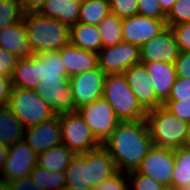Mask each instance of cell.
I'll list each match as a JSON object with an SVG mask.
<instances>
[{
  "instance_id": "cell-1",
  "label": "cell",
  "mask_w": 190,
  "mask_h": 190,
  "mask_svg": "<svg viewBox=\"0 0 190 190\" xmlns=\"http://www.w3.org/2000/svg\"><path fill=\"white\" fill-rule=\"evenodd\" d=\"M113 158L118 171H136L143 158L153 147L146 119L120 122L102 143Z\"/></svg>"
},
{
  "instance_id": "cell-2",
  "label": "cell",
  "mask_w": 190,
  "mask_h": 190,
  "mask_svg": "<svg viewBox=\"0 0 190 190\" xmlns=\"http://www.w3.org/2000/svg\"><path fill=\"white\" fill-rule=\"evenodd\" d=\"M24 25L34 55L60 50L70 44V27L40 13H24Z\"/></svg>"
},
{
  "instance_id": "cell-3",
  "label": "cell",
  "mask_w": 190,
  "mask_h": 190,
  "mask_svg": "<svg viewBox=\"0 0 190 190\" xmlns=\"http://www.w3.org/2000/svg\"><path fill=\"white\" fill-rule=\"evenodd\" d=\"M146 122L153 146L172 150L185 147L187 122L163 106L147 111Z\"/></svg>"
},
{
  "instance_id": "cell-4",
  "label": "cell",
  "mask_w": 190,
  "mask_h": 190,
  "mask_svg": "<svg viewBox=\"0 0 190 190\" xmlns=\"http://www.w3.org/2000/svg\"><path fill=\"white\" fill-rule=\"evenodd\" d=\"M103 98L108 101L121 122L146 119L147 111L131 91L124 74L106 76Z\"/></svg>"
},
{
  "instance_id": "cell-5",
  "label": "cell",
  "mask_w": 190,
  "mask_h": 190,
  "mask_svg": "<svg viewBox=\"0 0 190 190\" xmlns=\"http://www.w3.org/2000/svg\"><path fill=\"white\" fill-rule=\"evenodd\" d=\"M8 108L25 128L51 120L56 114L36 92V90L13 87Z\"/></svg>"
},
{
  "instance_id": "cell-6",
  "label": "cell",
  "mask_w": 190,
  "mask_h": 190,
  "mask_svg": "<svg viewBox=\"0 0 190 190\" xmlns=\"http://www.w3.org/2000/svg\"><path fill=\"white\" fill-rule=\"evenodd\" d=\"M60 125L62 143L75 154H83L102 145L77 111L60 114Z\"/></svg>"
},
{
  "instance_id": "cell-7",
  "label": "cell",
  "mask_w": 190,
  "mask_h": 190,
  "mask_svg": "<svg viewBox=\"0 0 190 190\" xmlns=\"http://www.w3.org/2000/svg\"><path fill=\"white\" fill-rule=\"evenodd\" d=\"M95 138L102 144L121 122L103 97L77 110Z\"/></svg>"
},
{
  "instance_id": "cell-8",
  "label": "cell",
  "mask_w": 190,
  "mask_h": 190,
  "mask_svg": "<svg viewBox=\"0 0 190 190\" xmlns=\"http://www.w3.org/2000/svg\"><path fill=\"white\" fill-rule=\"evenodd\" d=\"M98 67L106 74H124L132 65L140 63V46L122 41L103 47L97 53Z\"/></svg>"
},
{
  "instance_id": "cell-9",
  "label": "cell",
  "mask_w": 190,
  "mask_h": 190,
  "mask_svg": "<svg viewBox=\"0 0 190 190\" xmlns=\"http://www.w3.org/2000/svg\"><path fill=\"white\" fill-rule=\"evenodd\" d=\"M106 74L99 68L69 77L75 112L91 102L103 97Z\"/></svg>"
},
{
  "instance_id": "cell-10",
  "label": "cell",
  "mask_w": 190,
  "mask_h": 190,
  "mask_svg": "<svg viewBox=\"0 0 190 190\" xmlns=\"http://www.w3.org/2000/svg\"><path fill=\"white\" fill-rule=\"evenodd\" d=\"M35 90L37 94L52 107L56 115L75 112V103L69 84V78H42Z\"/></svg>"
},
{
  "instance_id": "cell-11",
  "label": "cell",
  "mask_w": 190,
  "mask_h": 190,
  "mask_svg": "<svg viewBox=\"0 0 190 190\" xmlns=\"http://www.w3.org/2000/svg\"><path fill=\"white\" fill-rule=\"evenodd\" d=\"M174 170V150L153 146L143 158L136 170L156 179L171 190V178Z\"/></svg>"
},
{
  "instance_id": "cell-12",
  "label": "cell",
  "mask_w": 190,
  "mask_h": 190,
  "mask_svg": "<svg viewBox=\"0 0 190 190\" xmlns=\"http://www.w3.org/2000/svg\"><path fill=\"white\" fill-rule=\"evenodd\" d=\"M37 159L38 155L24 140L16 142L9 147L1 174L2 182L28 176L37 165Z\"/></svg>"
},
{
  "instance_id": "cell-13",
  "label": "cell",
  "mask_w": 190,
  "mask_h": 190,
  "mask_svg": "<svg viewBox=\"0 0 190 190\" xmlns=\"http://www.w3.org/2000/svg\"><path fill=\"white\" fill-rule=\"evenodd\" d=\"M180 51L170 27L140 46V62H165L174 64Z\"/></svg>"
},
{
  "instance_id": "cell-14",
  "label": "cell",
  "mask_w": 190,
  "mask_h": 190,
  "mask_svg": "<svg viewBox=\"0 0 190 190\" xmlns=\"http://www.w3.org/2000/svg\"><path fill=\"white\" fill-rule=\"evenodd\" d=\"M166 27V19H154L136 14L122 19V39L124 42L141 46Z\"/></svg>"
},
{
  "instance_id": "cell-15",
  "label": "cell",
  "mask_w": 190,
  "mask_h": 190,
  "mask_svg": "<svg viewBox=\"0 0 190 190\" xmlns=\"http://www.w3.org/2000/svg\"><path fill=\"white\" fill-rule=\"evenodd\" d=\"M23 140L37 155L62 144L60 115L25 128Z\"/></svg>"
},
{
  "instance_id": "cell-16",
  "label": "cell",
  "mask_w": 190,
  "mask_h": 190,
  "mask_svg": "<svg viewBox=\"0 0 190 190\" xmlns=\"http://www.w3.org/2000/svg\"><path fill=\"white\" fill-rule=\"evenodd\" d=\"M124 75L131 91L146 111L163 106V103L156 96L154 86L144 64L132 65L124 72Z\"/></svg>"
},
{
  "instance_id": "cell-17",
  "label": "cell",
  "mask_w": 190,
  "mask_h": 190,
  "mask_svg": "<svg viewBox=\"0 0 190 190\" xmlns=\"http://www.w3.org/2000/svg\"><path fill=\"white\" fill-rule=\"evenodd\" d=\"M82 155L88 162L89 187L98 186L118 172L113 158L102 145Z\"/></svg>"
},
{
  "instance_id": "cell-18",
  "label": "cell",
  "mask_w": 190,
  "mask_h": 190,
  "mask_svg": "<svg viewBox=\"0 0 190 190\" xmlns=\"http://www.w3.org/2000/svg\"><path fill=\"white\" fill-rule=\"evenodd\" d=\"M0 47L20 58L33 56L27 38L24 20L0 29Z\"/></svg>"
},
{
  "instance_id": "cell-19",
  "label": "cell",
  "mask_w": 190,
  "mask_h": 190,
  "mask_svg": "<svg viewBox=\"0 0 190 190\" xmlns=\"http://www.w3.org/2000/svg\"><path fill=\"white\" fill-rule=\"evenodd\" d=\"M146 67L157 98L164 103L177 79L175 65L165 62H140Z\"/></svg>"
},
{
  "instance_id": "cell-20",
  "label": "cell",
  "mask_w": 190,
  "mask_h": 190,
  "mask_svg": "<svg viewBox=\"0 0 190 190\" xmlns=\"http://www.w3.org/2000/svg\"><path fill=\"white\" fill-rule=\"evenodd\" d=\"M68 77L98 67V55L95 52L79 49L71 44L59 50Z\"/></svg>"
},
{
  "instance_id": "cell-21",
  "label": "cell",
  "mask_w": 190,
  "mask_h": 190,
  "mask_svg": "<svg viewBox=\"0 0 190 190\" xmlns=\"http://www.w3.org/2000/svg\"><path fill=\"white\" fill-rule=\"evenodd\" d=\"M81 3L74 0H45L40 14L72 27L78 23Z\"/></svg>"
},
{
  "instance_id": "cell-22",
  "label": "cell",
  "mask_w": 190,
  "mask_h": 190,
  "mask_svg": "<svg viewBox=\"0 0 190 190\" xmlns=\"http://www.w3.org/2000/svg\"><path fill=\"white\" fill-rule=\"evenodd\" d=\"M13 87L35 90L39 85V57L20 58L11 75Z\"/></svg>"
},
{
  "instance_id": "cell-23",
  "label": "cell",
  "mask_w": 190,
  "mask_h": 190,
  "mask_svg": "<svg viewBox=\"0 0 190 190\" xmlns=\"http://www.w3.org/2000/svg\"><path fill=\"white\" fill-rule=\"evenodd\" d=\"M70 44L79 49L98 53L102 48L98 26L78 22L70 27Z\"/></svg>"
},
{
  "instance_id": "cell-24",
  "label": "cell",
  "mask_w": 190,
  "mask_h": 190,
  "mask_svg": "<svg viewBox=\"0 0 190 190\" xmlns=\"http://www.w3.org/2000/svg\"><path fill=\"white\" fill-rule=\"evenodd\" d=\"M25 127L8 106L0 107V144L8 147L22 141Z\"/></svg>"
},
{
  "instance_id": "cell-25",
  "label": "cell",
  "mask_w": 190,
  "mask_h": 190,
  "mask_svg": "<svg viewBox=\"0 0 190 190\" xmlns=\"http://www.w3.org/2000/svg\"><path fill=\"white\" fill-rule=\"evenodd\" d=\"M75 153L63 143L40 153L37 165L49 172H65Z\"/></svg>"
},
{
  "instance_id": "cell-26",
  "label": "cell",
  "mask_w": 190,
  "mask_h": 190,
  "mask_svg": "<svg viewBox=\"0 0 190 190\" xmlns=\"http://www.w3.org/2000/svg\"><path fill=\"white\" fill-rule=\"evenodd\" d=\"M39 57V79L69 78L59 50L36 54Z\"/></svg>"
},
{
  "instance_id": "cell-27",
  "label": "cell",
  "mask_w": 190,
  "mask_h": 190,
  "mask_svg": "<svg viewBox=\"0 0 190 190\" xmlns=\"http://www.w3.org/2000/svg\"><path fill=\"white\" fill-rule=\"evenodd\" d=\"M190 186V148L180 147L174 150V170L171 189Z\"/></svg>"
},
{
  "instance_id": "cell-28",
  "label": "cell",
  "mask_w": 190,
  "mask_h": 190,
  "mask_svg": "<svg viewBox=\"0 0 190 190\" xmlns=\"http://www.w3.org/2000/svg\"><path fill=\"white\" fill-rule=\"evenodd\" d=\"M66 188L89 187L88 162L82 154H75L66 171Z\"/></svg>"
},
{
  "instance_id": "cell-29",
  "label": "cell",
  "mask_w": 190,
  "mask_h": 190,
  "mask_svg": "<svg viewBox=\"0 0 190 190\" xmlns=\"http://www.w3.org/2000/svg\"><path fill=\"white\" fill-rule=\"evenodd\" d=\"M110 13L109 0H84L81 2L78 22L98 26Z\"/></svg>"
},
{
  "instance_id": "cell-30",
  "label": "cell",
  "mask_w": 190,
  "mask_h": 190,
  "mask_svg": "<svg viewBox=\"0 0 190 190\" xmlns=\"http://www.w3.org/2000/svg\"><path fill=\"white\" fill-rule=\"evenodd\" d=\"M32 181L43 190H65V172H49L38 165L29 174Z\"/></svg>"
},
{
  "instance_id": "cell-31",
  "label": "cell",
  "mask_w": 190,
  "mask_h": 190,
  "mask_svg": "<svg viewBox=\"0 0 190 190\" xmlns=\"http://www.w3.org/2000/svg\"><path fill=\"white\" fill-rule=\"evenodd\" d=\"M103 47H111L123 41L122 19L110 13L98 25Z\"/></svg>"
},
{
  "instance_id": "cell-32",
  "label": "cell",
  "mask_w": 190,
  "mask_h": 190,
  "mask_svg": "<svg viewBox=\"0 0 190 190\" xmlns=\"http://www.w3.org/2000/svg\"><path fill=\"white\" fill-rule=\"evenodd\" d=\"M23 16L17 0H0V29L21 21Z\"/></svg>"
},
{
  "instance_id": "cell-33",
  "label": "cell",
  "mask_w": 190,
  "mask_h": 190,
  "mask_svg": "<svg viewBox=\"0 0 190 190\" xmlns=\"http://www.w3.org/2000/svg\"><path fill=\"white\" fill-rule=\"evenodd\" d=\"M129 190H168L166 186L156 179L133 171L127 174Z\"/></svg>"
},
{
  "instance_id": "cell-34",
  "label": "cell",
  "mask_w": 190,
  "mask_h": 190,
  "mask_svg": "<svg viewBox=\"0 0 190 190\" xmlns=\"http://www.w3.org/2000/svg\"><path fill=\"white\" fill-rule=\"evenodd\" d=\"M186 22H190V0H176L166 16V25L174 26Z\"/></svg>"
},
{
  "instance_id": "cell-35",
  "label": "cell",
  "mask_w": 190,
  "mask_h": 190,
  "mask_svg": "<svg viewBox=\"0 0 190 190\" xmlns=\"http://www.w3.org/2000/svg\"><path fill=\"white\" fill-rule=\"evenodd\" d=\"M110 12L124 19L138 14V0H109Z\"/></svg>"
},
{
  "instance_id": "cell-36",
  "label": "cell",
  "mask_w": 190,
  "mask_h": 190,
  "mask_svg": "<svg viewBox=\"0 0 190 190\" xmlns=\"http://www.w3.org/2000/svg\"><path fill=\"white\" fill-rule=\"evenodd\" d=\"M171 28L180 52H190V22L168 26Z\"/></svg>"
},
{
  "instance_id": "cell-37",
  "label": "cell",
  "mask_w": 190,
  "mask_h": 190,
  "mask_svg": "<svg viewBox=\"0 0 190 190\" xmlns=\"http://www.w3.org/2000/svg\"><path fill=\"white\" fill-rule=\"evenodd\" d=\"M96 190H129V179L127 173L118 171L112 177L102 181Z\"/></svg>"
},
{
  "instance_id": "cell-38",
  "label": "cell",
  "mask_w": 190,
  "mask_h": 190,
  "mask_svg": "<svg viewBox=\"0 0 190 190\" xmlns=\"http://www.w3.org/2000/svg\"><path fill=\"white\" fill-rule=\"evenodd\" d=\"M163 107L179 119L190 121V98L179 101H165Z\"/></svg>"
},
{
  "instance_id": "cell-39",
  "label": "cell",
  "mask_w": 190,
  "mask_h": 190,
  "mask_svg": "<svg viewBox=\"0 0 190 190\" xmlns=\"http://www.w3.org/2000/svg\"><path fill=\"white\" fill-rule=\"evenodd\" d=\"M138 14L154 19H166L158 0H138Z\"/></svg>"
},
{
  "instance_id": "cell-40",
  "label": "cell",
  "mask_w": 190,
  "mask_h": 190,
  "mask_svg": "<svg viewBox=\"0 0 190 190\" xmlns=\"http://www.w3.org/2000/svg\"><path fill=\"white\" fill-rule=\"evenodd\" d=\"M187 98H190V77H177L166 101H179Z\"/></svg>"
},
{
  "instance_id": "cell-41",
  "label": "cell",
  "mask_w": 190,
  "mask_h": 190,
  "mask_svg": "<svg viewBox=\"0 0 190 190\" xmlns=\"http://www.w3.org/2000/svg\"><path fill=\"white\" fill-rule=\"evenodd\" d=\"M18 59L17 56L0 47V76L11 77Z\"/></svg>"
},
{
  "instance_id": "cell-42",
  "label": "cell",
  "mask_w": 190,
  "mask_h": 190,
  "mask_svg": "<svg viewBox=\"0 0 190 190\" xmlns=\"http://www.w3.org/2000/svg\"><path fill=\"white\" fill-rule=\"evenodd\" d=\"M176 76L180 78L190 77V52H180L175 63Z\"/></svg>"
},
{
  "instance_id": "cell-43",
  "label": "cell",
  "mask_w": 190,
  "mask_h": 190,
  "mask_svg": "<svg viewBox=\"0 0 190 190\" xmlns=\"http://www.w3.org/2000/svg\"><path fill=\"white\" fill-rule=\"evenodd\" d=\"M6 184L9 190H43L32 181L29 175L13 179Z\"/></svg>"
},
{
  "instance_id": "cell-44",
  "label": "cell",
  "mask_w": 190,
  "mask_h": 190,
  "mask_svg": "<svg viewBox=\"0 0 190 190\" xmlns=\"http://www.w3.org/2000/svg\"><path fill=\"white\" fill-rule=\"evenodd\" d=\"M12 88L11 77L0 76V107L7 106Z\"/></svg>"
},
{
  "instance_id": "cell-45",
  "label": "cell",
  "mask_w": 190,
  "mask_h": 190,
  "mask_svg": "<svg viewBox=\"0 0 190 190\" xmlns=\"http://www.w3.org/2000/svg\"><path fill=\"white\" fill-rule=\"evenodd\" d=\"M24 13H39L45 0H17Z\"/></svg>"
},
{
  "instance_id": "cell-46",
  "label": "cell",
  "mask_w": 190,
  "mask_h": 190,
  "mask_svg": "<svg viewBox=\"0 0 190 190\" xmlns=\"http://www.w3.org/2000/svg\"><path fill=\"white\" fill-rule=\"evenodd\" d=\"M9 152V147L3 144H0V175L3 172L4 162L7 160Z\"/></svg>"
},
{
  "instance_id": "cell-47",
  "label": "cell",
  "mask_w": 190,
  "mask_h": 190,
  "mask_svg": "<svg viewBox=\"0 0 190 190\" xmlns=\"http://www.w3.org/2000/svg\"><path fill=\"white\" fill-rule=\"evenodd\" d=\"M158 1H159V4H160V7L162 9V12L166 16L170 13L174 3L176 2V0H158Z\"/></svg>"
},
{
  "instance_id": "cell-48",
  "label": "cell",
  "mask_w": 190,
  "mask_h": 190,
  "mask_svg": "<svg viewBox=\"0 0 190 190\" xmlns=\"http://www.w3.org/2000/svg\"><path fill=\"white\" fill-rule=\"evenodd\" d=\"M185 147L190 148V121L187 122V131L185 138Z\"/></svg>"
},
{
  "instance_id": "cell-49",
  "label": "cell",
  "mask_w": 190,
  "mask_h": 190,
  "mask_svg": "<svg viewBox=\"0 0 190 190\" xmlns=\"http://www.w3.org/2000/svg\"><path fill=\"white\" fill-rule=\"evenodd\" d=\"M65 190H96L95 187L91 186V187H86V188H66Z\"/></svg>"
},
{
  "instance_id": "cell-50",
  "label": "cell",
  "mask_w": 190,
  "mask_h": 190,
  "mask_svg": "<svg viewBox=\"0 0 190 190\" xmlns=\"http://www.w3.org/2000/svg\"><path fill=\"white\" fill-rule=\"evenodd\" d=\"M0 190H9V188H8V185L6 184V183H1L0 184Z\"/></svg>"
},
{
  "instance_id": "cell-51",
  "label": "cell",
  "mask_w": 190,
  "mask_h": 190,
  "mask_svg": "<svg viewBox=\"0 0 190 190\" xmlns=\"http://www.w3.org/2000/svg\"><path fill=\"white\" fill-rule=\"evenodd\" d=\"M171 190H190V186L177 188V189H171Z\"/></svg>"
},
{
  "instance_id": "cell-52",
  "label": "cell",
  "mask_w": 190,
  "mask_h": 190,
  "mask_svg": "<svg viewBox=\"0 0 190 190\" xmlns=\"http://www.w3.org/2000/svg\"><path fill=\"white\" fill-rule=\"evenodd\" d=\"M74 1H77V2H80V3H81V2H83L84 0H74Z\"/></svg>"
}]
</instances>
